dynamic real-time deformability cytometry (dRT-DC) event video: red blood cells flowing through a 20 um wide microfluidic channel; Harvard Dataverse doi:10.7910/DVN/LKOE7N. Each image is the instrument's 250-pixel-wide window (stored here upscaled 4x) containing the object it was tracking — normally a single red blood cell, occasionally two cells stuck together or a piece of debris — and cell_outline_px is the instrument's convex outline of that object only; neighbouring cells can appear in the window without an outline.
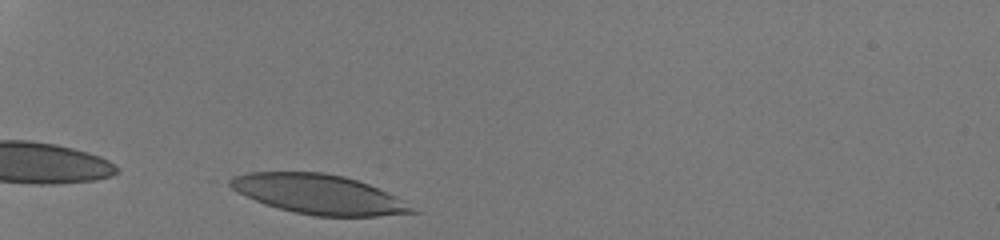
{"species": "human", "species_latin": "Homo sapiens", "temperature_condition": "room temperature", "stored_images_in_passage": 28, "camera_frame_rate_fps": 3000, "um_per_image_px": 0.085, "donor": {"sex": "male"}, "frame": {"image": 1, "passage_image": 1, "time_ms": 0.0, "image_size_px": [1000, 240], "cell_outline_px": [[424, 212], [376, 216], [316, 216], [296, 212], [264, 204], [232, 188], [224, 180], [232, 176], [248, 172], [324, 172], [344, 176], [368, 184], [388, 192], [396, 196]], "centroid_in_image_um": [27.13, 16.51], "position_along_channel_um": 57.9, "area_um2": 41.96}}
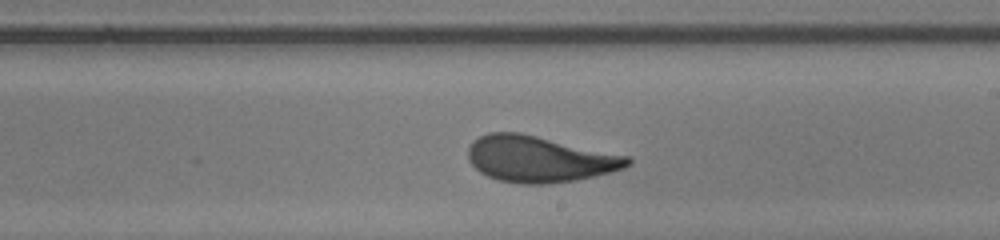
{"frame": {"image": 2, "passage_image": 17, "time_ms": 5.333, "image_size_px": [1000, 240], "cell_outline_px": [[632, 164], [624, 168], [612, 172], [576, 180], [544, 184], [520, 184], [500, 180], [488, 176], [480, 172], [468, 160], [468, 148], [472, 140], [488, 132], [520, 132], [628, 156], [632, 160]], "centroid_in_image_um": [45.84, 13.51], "position_along_channel_um": 243.2, "area_um2": 42.95}}
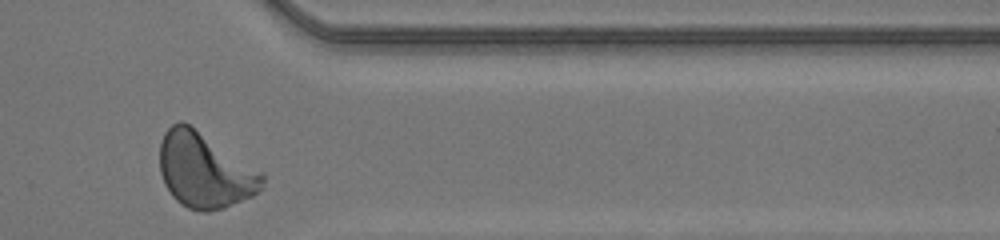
{"frame": {"image": 3, "passage_image": 28, "time_ms": 9.0, "image_size_px": [1000, 240], "cell_outline_px": [[264, 188], [252, 196], [224, 208], [208, 212], [204, 212], [188, 208], [180, 204], [172, 196], [164, 184], [160, 172], [160, 144], [164, 132], [172, 124], [180, 120], [188, 124], [264, 172]], "centroid_in_image_um": [17.41, 14.5], "position_along_channel_um": 394.0, "area_um2": 45.03}, "authors_computed_cell_mechanics": {"area_um2": 42.483, "velocity_mm_per_s": 4.1795, "shape_relaxation_time_tau1_ms": 3.5276, "shape_relaxation_time_tau2_ms": null, "deformation_change_tau1": 0.1632, "deformation_change_tau2": null}}